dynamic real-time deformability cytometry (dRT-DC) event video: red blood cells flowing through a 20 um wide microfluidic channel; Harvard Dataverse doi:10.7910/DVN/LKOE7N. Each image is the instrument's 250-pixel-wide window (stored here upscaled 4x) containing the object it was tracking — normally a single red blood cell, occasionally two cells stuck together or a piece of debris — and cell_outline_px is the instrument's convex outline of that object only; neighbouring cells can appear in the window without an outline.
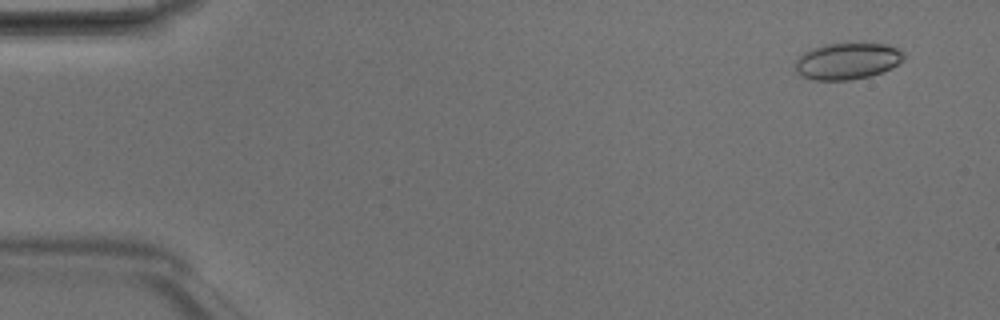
{"species": "Egyptian fruit bat (a non-hibernating species)", "species_latin": "Rousettus aegyptiacus", "temperature_condition": "room temperature", "stored_images_in_passage": 48, "camera_frame_rate_fps": 3000, "um_per_image_px": 0.085, "animal": {"sex": "male"}, "frame": {"image": 1, "passage_image": 3, "time_ms": 0.667, "image_size_px": [1000, 320], "cell_outline_px": [[904, 60], [892, 68], [868, 76], [848, 80], [812, 80], [800, 76], [796, 72], [796, 60], [804, 52], [812, 48], [824, 44], [888, 44], [904, 52]], "centroid_in_image_um": [72.01, 5.2], "position_along_channel_um": 13.0, "area_um2": 23.0}}
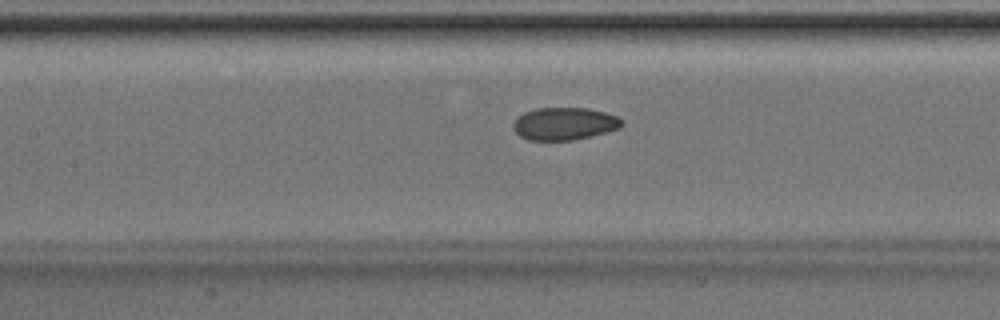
{"frame": {"image": 2, "passage_image": 22, "time_ms": 7.0, "image_size_px": [1000, 320], "cell_outline_px": [[624, 124], [620, 128], [572, 140], [528, 140], [520, 136], [516, 132], [512, 124], [524, 112], [536, 108], [588, 108], [620, 116], [624, 120]], "centroid_in_image_um": [48.0, 10.5], "position_along_channel_um": 159.4, "area_um2": 20.52}}
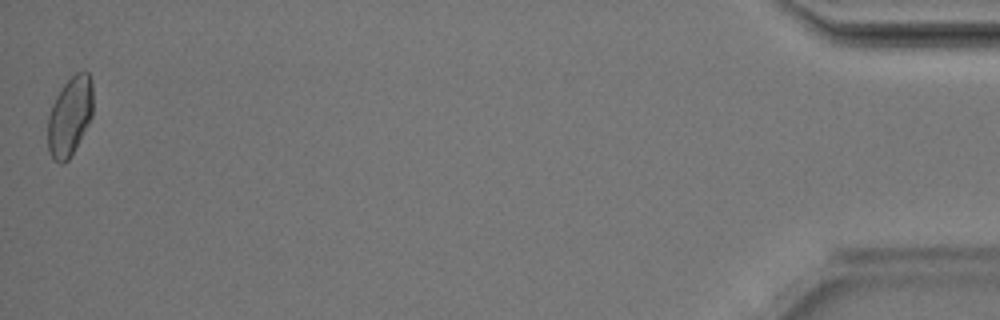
{"frame": {"image": 3, "passage_image": 48, "time_ms": 15.667, "image_size_px": [1000, 320], "cell_outline_px": [[92, 116], [88, 124], [68, 160], [64, 164], [60, 164], [52, 156], [48, 148], [48, 116], [52, 104], [56, 96], [64, 84], [76, 72], [88, 72], [92, 80]], "centroid_in_image_um": [5.93, 9.86], "position_along_channel_um": 429.3, "area_um2": 20.58}, "authors_computed_cell_mechanics": {"area_um2": 20.9525, "velocity_mm_per_s": 4.2009, "shape_relaxation_time_tau1_ms": 4.1065, "shape_relaxation_time_tau2_ms": 1.2552, "deformation_change_tau1": 0.1217, "deformation_change_tau2": 0.0462}}